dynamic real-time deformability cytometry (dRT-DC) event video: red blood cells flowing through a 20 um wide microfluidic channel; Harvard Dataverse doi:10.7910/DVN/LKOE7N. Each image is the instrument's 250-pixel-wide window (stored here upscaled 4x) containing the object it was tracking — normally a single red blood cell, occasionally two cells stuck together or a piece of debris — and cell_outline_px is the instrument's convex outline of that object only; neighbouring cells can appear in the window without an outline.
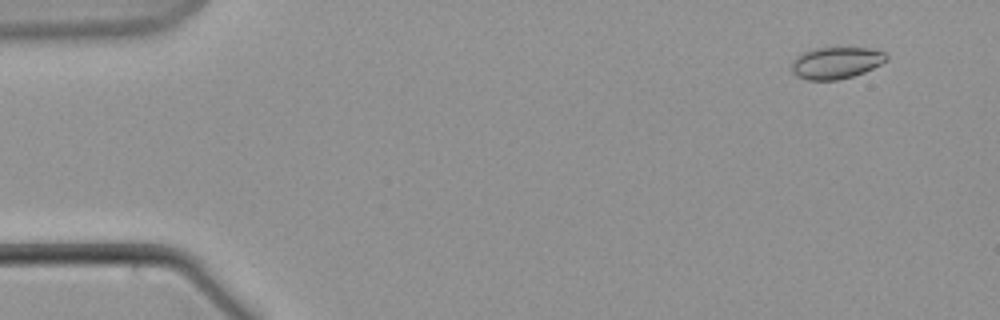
{"species": "common noctule bat (a hibernating species)", "species_latin": "Nyctalus noctula", "temperature_condition": "warm", "stored_images_in_passage": 61, "camera_frame_rate_fps": 3000, "um_per_image_px": 0.085, "animal": {"sex": "male", "body_mass_g": 21.5, "forearm_length_mm": 52.0}, "frame": {"image": 1, "passage_image": 5, "time_ms": 1.333, "image_size_px": [1000, 320], "cell_outline_px": [[888, 60], [864, 72], [852, 76], [836, 80], [808, 80], [796, 76], [792, 72], [792, 64], [796, 56], [804, 52], [816, 48], [868, 48], [884, 52], [888, 56]], "centroid_in_image_um": [71.06, 5.34], "position_along_channel_um": 13.9, "area_um2": 17.4}}
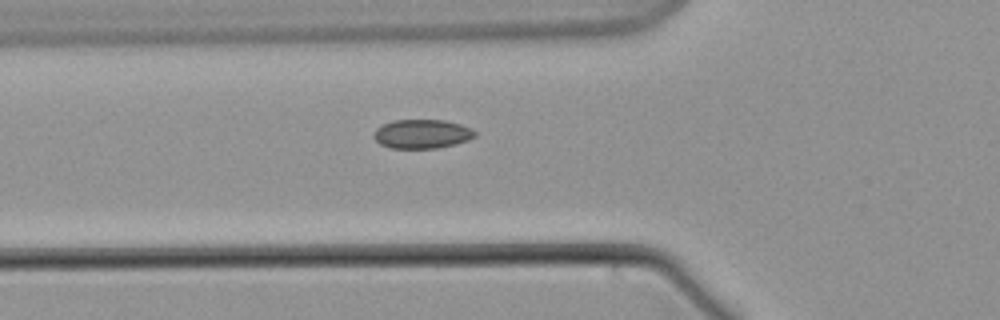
{"frame": {"image": 2, "passage_image": 22, "time_ms": 7.0, "image_size_px": [1000, 320], "cell_outline_px": [[476, 136], [468, 140], [456, 144], [436, 148], [388, 148], [380, 144], [372, 136], [376, 128], [392, 120], [444, 120], [460, 124], [472, 128], [476, 132]], "centroid_in_image_um": [35.87, 11.38], "position_along_channel_um": 89.9, "area_um2": 17.22}}
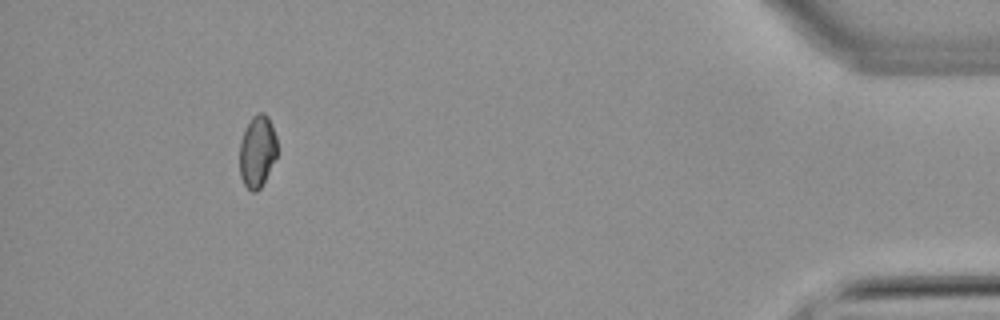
{"frame": {"image": 3, "passage_image": 56, "time_ms": 18.333, "image_size_px": [1000, 320], "cell_outline_px": [[276, 156], [260, 188], [256, 192], [252, 192], [244, 184], [240, 176], [240, 140], [252, 116], [256, 112], [264, 112], [268, 116], [272, 124], [276, 136]], "centroid_in_image_um": [21.86, 12.83], "position_along_channel_um": 413.3, "area_um2": 15.61}}